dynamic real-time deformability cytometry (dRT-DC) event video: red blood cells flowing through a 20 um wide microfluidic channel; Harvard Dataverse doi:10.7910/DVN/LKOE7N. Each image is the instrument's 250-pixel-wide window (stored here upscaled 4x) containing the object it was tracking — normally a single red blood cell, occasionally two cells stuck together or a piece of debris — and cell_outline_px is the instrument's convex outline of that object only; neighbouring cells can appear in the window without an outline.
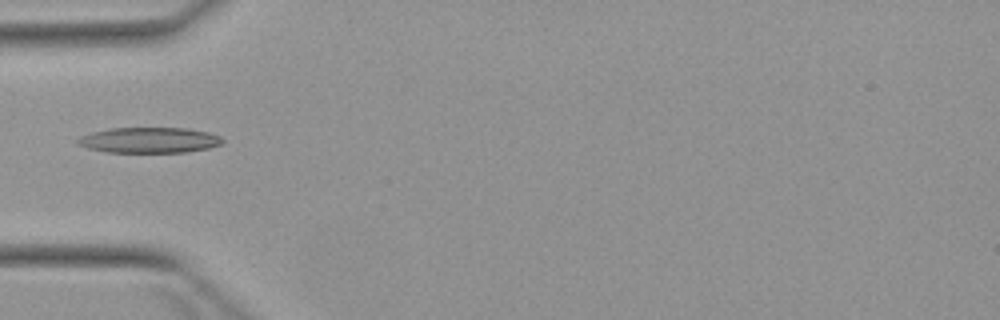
{"species": "Egyptian fruit bat (a non-hibernating species)", "species_latin": "Rousettus aegyptiacus", "temperature_condition": "warm", "stored_images_in_passage": 2, "camera_frame_rate_fps": 3000, "um_per_image_px": 0.085, "animal": {"sex": "female"}, "frame": {"image": 1, "passage_image": 1, "time_ms": 0.0, "image_size_px": [1000, 320], "cell_outline_px": [[224, 140], [220, 144], [208, 148], [188, 152], [108, 152], [88, 148], [76, 144], [76, 140], [80, 136], [92, 132], [112, 128], [188, 128], [208, 132], [220, 136]], "centroid_in_image_um": [12.68, 11.91], "position_along_channel_um": 72.3, "area_um2": 21.56}}
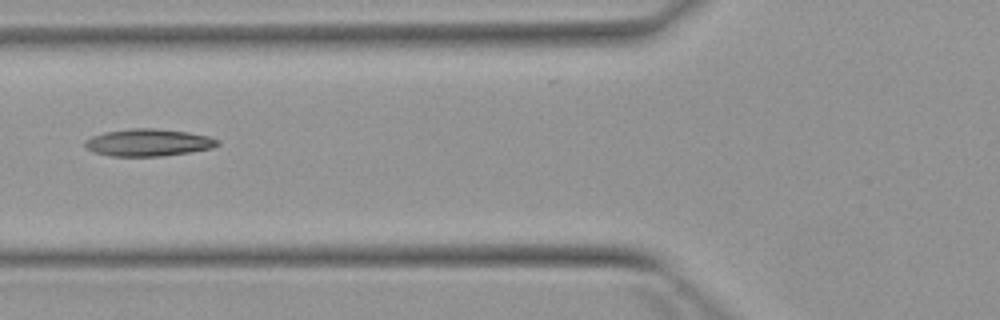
{"frame": {"image": 2, "passage_image": 2, "time_ms": 1.0, "image_size_px": [1000, 320], "cell_outline_px": [[220, 144], [212, 148], [188, 152], [160, 156], [112, 156], [96, 152], [88, 148], [84, 144], [84, 140], [92, 136], [104, 132], [132, 128], [156, 128], [188, 132], [208, 136], [220, 140]], "centroid_in_image_um": [12.62, 12.1], "position_along_channel_um": 113.2, "area_um2": 20.92}}